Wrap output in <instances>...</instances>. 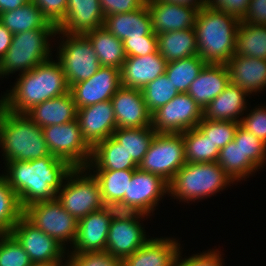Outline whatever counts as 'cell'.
I'll return each instance as SVG.
<instances>
[{"label":"cell","mask_w":266,"mask_h":266,"mask_svg":"<svg viewBox=\"0 0 266 266\" xmlns=\"http://www.w3.org/2000/svg\"><path fill=\"white\" fill-rule=\"evenodd\" d=\"M2 176L16 193L24 209L30 204L56 199L73 167L62 158L48 155L31 161L5 162Z\"/></svg>","instance_id":"obj_1"},{"label":"cell","mask_w":266,"mask_h":266,"mask_svg":"<svg viewBox=\"0 0 266 266\" xmlns=\"http://www.w3.org/2000/svg\"><path fill=\"white\" fill-rule=\"evenodd\" d=\"M19 76L10 92L0 99V105L10 112L26 114L34 106L65 95L70 89L62 66L52 58Z\"/></svg>","instance_id":"obj_2"},{"label":"cell","mask_w":266,"mask_h":266,"mask_svg":"<svg viewBox=\"0 0 266 266\" xmlns=\"http://www.w3.org/2000/svg\"><path fill=\"white\" fill-rule=\"evenodd\" d=\"M241 20L224 11L204 6L195 20L198 55L207 64H226L236 52Z\"/></svg>","instance_id":"obj_3"},{"label":"cell","mask_w":266,"mask_h":266,"mask_svg":"<svg viewBox=\"0 0 266 266\" xmlns=\"http://www.w3.org/2000/svg\"><path fill=\"white\" fill-rule=\"evenodd\" d=\"M0 147L4 161H31L51 155L43 130L26 114L0 105Z\"/></svg>","instance_id":"obj_4"},{"label":"cell","mask_w":266,"mask_h":266,"mask_svg":"<svg viewBox=\"0 0 266 266\" xmlns=\"http://www.w3.org/2000/svg\"><path fill=\"white\" fill-rule=\"evenodd\" d=\"M234 181L217 162L186 163L168 183L169 194L194 201L220 192Z\"/></svg>","instance_id":"obj_5"},{"label":"cell","mask_w":266,"mask_h":266,"mask_svg":"<svg viewBox=\"0 0 266 266\" xmlns=\"http://www.w3.org/2000/svg\"><path fill=\"white\" fill-rule=\"evenodd\" d=\"M57 28H42L13 34L12 43L0 61V77L17 71L28 72L51 59L49 37ZM50 57V58H49Z\"/></svg>","instance_id":"obj_6"},{"label":"cell","mask_w":266,"mask_h":266,"mask_svg":"<svg viewBox=\"0 0 266 266\" xmlns=\"http://www.w3.org/2000/svg\"><path fill=\"white\" fill-rule=\"evenodd\" d=\"M85 171L83 167L73 168L56 195L62 207L77 220L101 209L103 203L97 179Z\"/></svg>","instance_id":"obj_7"},{"label":"cell","mask_w":266,"mask_h":266,"mask_svg":"<svg viewBox=\"0 0 266 266\" xmlns=\"http://www.w3.org/2000/svg\"><path fill=\"white\" fill-rule=\"evenodd\" d=\"M57 34L66 36V40L62 38L59 44L57 58L69 87L89 79L102 67L92 43L84 34H66L56 30Z\"/></svg>","instance_id":"obj_8"},{"label":"cell","mask_w":266,"mask_h":266,"mask_svg":"<svg viewBox=\"0 0 266 266\" xmlns=\"http://www.w3.org/2000/svg\"><path fill=\"white\" fill-rule=\"evenodd\" d=\"M184 164L182 133H156L138 168L159 175L169 183Z\"/></svg>","instance_id":"obj_9"},{"label":"cell","mask_w":266,"mask_h":266,"mask_svg":"<svg viewBox=\"0 0 266 266\" xmlns=\"http://www.w3.org/2000/svg\"><path fill=\"white\" fill-rule=\"evenodd\" d=\"M42 130L51 155L62 158L73 168H85L90 162L92 147L84 139L77 119Z\"/></svg>","instance_id":"obj_10"},{"label":"cell","mask_w":266,"mask_h":266,"mask_svg":"<svg viewBox=\"0 0 266 266\" xmlns=\"http://www.w3.org/2000/svg\"><path fill=\"white\" fill-rule=\"evenodd\" d=\"M23 216L61 245L65 246L66 242L73 245L78 220L62 207L57 198L28 205L23 209Z\"/></svg>","instance_id":"obj_11"},{"label":"cell","mask_w":266,"mask_h":266,"mask_svg":"<svg viewBox=\"0 0 266 266\" xmlns=\"http://www.w3.org/2000/svg\"><path fill=\"white\" fill-rule=\"evenodd\" d=\"M203 119V110L188 93H179L151 115L156 133H183Z\"/></svg>","instance_id":"obj_12"},{"label":"cell","mask_w":266,"mask_h":266,"mask_svg":"<svg viewBox=\"0 0 266 266\" xmlns=\"http://www.w3.org/2000/svg\"><path fill=\"white\" fill-rule=\"evenodd\" d=\"M10 234L28 254L32 264L52 266L65 257L66 247L34 226L24 216L13 226Z\"/></svg>","instance_id":"obj_13"},{"label":"cell","mask_w":266,"mask_h":266,"mask_svg":"<svg viewBox=\"0 0 266 266\" xmlns=\"http://www.w3.org/2000/svg\"><path fill=\"white\" fill-rule=\"evenodd\" d=\"M121 87L120 69L102 66L92 77L70 86L77 109L111 100Z\"/></svg>","instance_id":"obj_14"},{"label":"cell","mask_w":266,"mask_h":266,"mask_svg":"<svg viewBox=\"0 0 266 266\" xmlns=\"http://www.w3.org/2000/svg\"><path fill=\"white\" fill-rule=\"evenodd\" d=\"M166 193H169L167 181L159 175L137 168L128 182L127 193L122 201L133 205L142 214L148 216L151 211L153 213L154 207Z\"/></svg>","instance_id":"obj_15"},{"label":"cell","mask_w":266,"mask_h":266,"mask_svg":"<svg viewBox=\"0 0 266 266\" xmlns=\"http://www.w3.org/2000/svg\"><path fill=\"white\" fill-rule=\"evenodd\" d=\"M77 120L84 139L92 148L117 129L111 100L77 109Z\"/></svg>","instance_id":"obj_16"},{"label":"cell","mask_w":266,"mask_h":266,"mask_svg":"<svg viewBox=\"0 0 266 266\" xmlns=\"http://www.w3.org/2000/svg\"><path fill=\"white\" fill-rule=\"evenodd\" d=\"M117 128L151 126V113L141 89L121 86L111 98Z\"/></svg>","instance_id":"obj_17"},{"label":"cell","mask_w":266,"mask_h":266,"mask_svg":"<svg viewBox=\"0 0 266 266\" xmlns=\"http://www.w3.org/2000/svg\"><path fill=\"white\" fill-rule=\"evenodd\" d=\"M156 35L194 28L198 8L176 3L146 0Z\"/></svg>","instance_id":"obj_18"},{"label":"cell","mask_w":266,"mask_h":266,"mask_svg":"<svg viewBox=\"0 0 266 266\" xmlns=\"http://www.w3.org/2000/svg\"><path fill=\"white\" fill-rule=\"evenodd\" d=\"M110 218L101 208L78 220L73 251L69 254L91 253L106 250Z\"/></svg>","instance_id":"obj_19"},{"label":"cell","mask_w":266,"mask_h":266,"mask_svg":"<svg viewBox=\"0 0 266 266\" xmlns=\"http://www.w3.org/2000/svg\"><path fill=\"white\" fill-rule=\"evenodd\" d=\"M104 18L99 0H68L65 18L57 30L66 34H85L102 27Z\"/></svg>","instance_id":"obj_20"},{"label":"cell","mask_w":266,"mask_h":266,"mask_svg":"<svg viewBox=\"0 0 266 266\" xmlns=\"http://www.w3.org/2000/svg\"><path fill=\"white\" fill-rule=\"evenodd\" d=\"M139 220L111 221L109 225L106 250L123 261L143 246L148 240Z\"/></svg>","instance_id":"obj_21"},{"label":"cell","mask_w":266,"mask_h":266,"mask_svg":"<svg viewBox=\"0 0 266 266\" xmlns=\"http://www.w3.org/2000/svg\"><path fill=\"white\" fill-rule=\"evenodd\" d=\"M167 61L159 52L145 56L126 57L121 69V86L142 89L158 76L165 74Z\"/></svg>","instance_id":"obj_22"},{"label":"cell","mask_w":266,"mask_h":266,"mask_svg":"<svg viewBox=\"0 0 266 266\" xmlns=\"http://www.w3.org/2000/svg\"><path fill=\"white\" fill-rule=\"evenodd\" d=\"M229 80L248 95L266 87V60L234 54L226 63Z\"/></svg>","instance_id":"obj_23"},{"label":"cell","mask_w":266,"mask_h":266,"mask_svg":"<svg viewBox=\"0 0 266 266\" xmlns=\"http://www.w3.org/2000/svg\"><path fill=\"white\" fill-rule=\"evenodd\" d=\"M229 83L226 64H206L191 83L187 93L203 110Z\"/></svg>","instance_id":"obj_24"},{"label":"cell","mask_w":266,"mask_h":266,"mask_svg":"<svg viewBox=\"0 0 266 266\" xmlns=\"http://www.w3.org/2000/svg\"><path fill=\"white\" fill-rule=\"evenodd\" d=\"M180 250L178 240L151 238L122 261V266H174Z\"/></svg>","instance_id":"obj_25"},{"label":"cell","mask_w":266,"mask_h":266,"mask_svg":"<svg viewBox=\"0 0 266 266\" xmlns=\"http://www.w3.org/2000/svg\"><path fill=\"white\" fill-rule=\"evenodd\" d=\"M103 27L121 41L156 34L152 28V19L147 4L131 12L105 16Z\"/></svg>","instance_id":"obj_26"},{"label":"cell","mask_w":266,"mask_h":266,"mask_svg":"<svg viewBox=\"0 0 266 266\" xmlns=\"http://www.w3.org/2000/svg\"><path fill=\"white\" fill-rule=\"evenodd\" d=\"M26 115L39 127L60 125L77 119V107L72 94L48 99L34 106Z\"/></svg>","instance_id":"obj_27"},{"label":"cell","mask_w":266,"mask_h":266,"mask_svg":"<svg viewBox=\"0 0 266 266\" xmlns=\"http://www.w3.org/2000/svg\"><path fill=\"white\" fill-rule=\"evenodd\" d=\"M248 94L238 85L229 83L215 99L203 109V119L241 122L238 119L246 109Z\"/></svg>","instance_id":"obj_28"},{"label":"cell","mask_w":266,"mask_h":266,"mask_svg":"<svg viewBox=\"0 0 266 266\" xmlns=\"http://www.w3.org/2000/svg\"><path fill=\"white\" fill-rule=\"evenodd\" d=\"M90 170H135L138 165L127 151L112 137L98 142L92 148L90 162L85 167Z\"/></svg>","instance_id":"obj_29"},{"label":"cell","mask_w":266,"mask_h":266,"mask_svg":"<svg viewBox=\"0 0 266 266\" xmlns=\"http://www.w3.org/2000/svg\"><path fill=\"white\" fill-rule=\"evenodd\" d=\"M157 39L158 52L167 62L198 55L194 28L161 33Z\"/></svg>","instance_id":"obj_30"},{"label":"cell","mask_w":266,"mask_h":266,"mask_svg":"<svg viewBox=\"0 0 266 266\" xmlns=\"http://www.w3.org/2000/svg\"><path fill=\"white\" fill-rule=\"evenodd\" d=\"M84 35L92 43L101 66L121 69L127 57L123 41L115 37L103 26L88 31Z\"/></svg>","instance_id":"obj_31"},{"label":"cell","mask_w":266,"mask_h":266,"mask_svg":"<svg viewBox=\"0 0 266 266\" xmlns=\"http://www.w3.org/2000/svg\"><path fill=\"white\" fill-rule=\"evenodd\" d=\"M0 22L12 34L42 28H57L48 21L39 7L31 0L15 10L1 13Z\"/></svg>","instance_id":"obj_32"},{"label":"cell","mask_w":266,"mask_h":266,"mask_svg":"<svg viewBox=\"0 0 266 266\" xmlns=\"http://www.w3.org/2000/svg\"><path fill=\"white\" fill-rule=\"evenodd\" d=\"M156 131L151 127L117 128L112 137L127 151L129 157L139 165L150 147Z\"/></svg>","instance_id":"obj_33"},{"label":"cell","mask_w":266,"mask_h":266,"mask_svg":"<svg viewBox=\"0 0 266 266\" xmlns=\"http://www.w3.org/2000/svg\"><path fill=\"white\" fill-rule=\"evenodd\" d=\"M235 54L266 60V25H251L241 21Z\"/></svg>","instance_id":"obj_34"},{"label":"cell","mask_w":266,"mask_h":266,"mask_svg":"<svg viewBox=\"0 0 266 266\" xmlns=\"http://www.w3.org/2000/svg\"><path fill=\"white\" fill-rule=\"evenodd\" d=\"M206 64L199 55H194L167 62L165 74L179 93H187Z\"/></svg>","instance_id":"obj_35"},{"label":"cell","mask_w":266,"mask_h":266,"mask_svg":"<svg viewBox=\"0 0 266 266\" xmlns=\"http://www.w3.org/2000/svg\"><path fill=\"white\" fill-rule=\"evenodd\" d=\"M182 136L186 163L217 162L220 149L198 127L183 132Z\"/></svg>","instance_id":"obj_36"},{"label":"cell","mask_w":266,"mask_h":266,"mask_svg":"<svg viewBox=\"0 0 266 266\" xmlns=\"http://www.w3.org/2000/svg\"><path fill=\"white\" fill-rule=\"evenodd\" d=\"M217 163L234 182L245 179L247 175L249 177L253 174L251 172L259 169L251 160H243V152L235 140L220 149Z\"/></svg>","instance_id":"obj_37"},{"label":"cell","mask_w":266,"mask_h":266,"mask_svg":"<svg viewBox=\"0 0 266 266\" xmlns=\"http://www.w3.org/2000/svg\"><path fill=\"white\" fill-rule=\"evenodd\" d=\"M93 172L100 187L102 201H120L127 193L128 182L134 170H94Z\"/></svg>","instance_id":"obj_38"},{"label":"cell","mask_w":266,"mask_h":266,"mask_svg":"<svg viewBox=\"0 0 266 266\" xmlns=\"http://www.w3.org/2000/svg\"><path fill=\"white\" fill-rule=\"evenodd\" d=\"M23 216V209L14 190L0 175V234L10 233Z\"/></svg>","instance_id":"obj_39"},{"label":"cell","mask_w":266,"mask_h":266,"mask_svg":"<svg viewBox=\"0 0 266 266\" xmlns=\"http://www.w3.org/2000/svg\"><path fill=\"white\" fill-rule=\"evenodd\" d=\"M141 91L151 114L179 94L166 74L158 76L155 80L149 82Z\"/></svg>","instance_id":"obj_40"},{"label":"cell","mask_w":266,"mask_h":266,"mask_svg":"<svg viewBox=\"0 0 266 266\" xmlns=\"http://www.w3.org/2000/svg\"><path fill=\"white\" fill-rule=\"evenodd\" d=\"M240 122L202 119L197 127L209 139L214 147L222 149L234 140Z\"/></svg>","instance_id":"obj_41"},{"label":"cell","mask_w":266,"mask_h":266,"mask_svg":"<svg viewBox=\"0 0 266 266\" xmlns=\"http://www.w3.org/2000/svg\"><path fill=\"white\" fill-rule=\"evenodd\" d=\"M234 140L240 145L243 160H251L257 167H263L266 160V144L248 132L241 125L238 126Z\"/></svg>","instance_id":"obj_42"},{"label":"cell","mask_w":266,"mask_h":266,"mask_svg":"<svg viewBox=\"0 0 266 266\" xmlns=\"http://www.w3.org/2000/svg\"><path fill=\"white\" fill-rule=\"evenodd\" d=\"M28 254L10 234H0V266H32Z\"/></svg>","instance_id":"obj_43"},{"label":"cell","mask_w":266,"mask_h":266,"mask_svg":"<svg viewBox=\"0 0 266 266\" xmlns=\"http://www.w3.org/2000/svg\"><path fill=\"white\" fill-rule=\"evenodd\" d=\"M102 209L110 218V221H130L145 217L133 205L125 201L106 200L102 203Z\"/></svg>","instance_id":"obj_44"},{"label":"cell","mask_w":266,"mask_h":266,"mask_svg":"<svg viewBox=\"0 0 266 266\" xmlns=\"http://www.w3.org/2000/svg\"><path fill=\"white\" fill-rule=\"evenodd\" d=\"M67 257L76 266H122V261L107 251L70 254Z\"/></svg>","instance_id":"obj_45"},{"label":"cell","mask_w":266,"mask_h":266,"mask_svg":"<svg viewBox=\"0 0 266 266\" xmlns=\"http://www.w3.org/2000/svg\"><path fill=\"white\" fill-rule=\"evenodd\" d=\"M124 51L127 57L145 56L158 52V39L156 34H148L142 38L123 40Z\"/></svg>","instance_id":"obj_46"},{"label":"cell","mask_w":266,"mask_h":266,"mask_svg":"<svg viewBox=\"0 0 266 266\" xmlns=\"http://www.w3.org/2000/svg\"><path fill=\"white\" fill-rule=\"evenodd\" d=\"M256 107L246 117H241L240 125L266 144V106Z\"/></svg>","instance_id":"obj_47"},{"label":"cell","mask_w":266,"mask_h":266,"mask_svg":"<svg viewBox=\"0 0 266 266\" xmlns=\"http://www.w3.org/2000/svg\"><path fill=\"white\" fill-rule=\"evenodd\" d=\"M218 250H210L207 253L203 252L202 254L192 255L189 258L181 259L180 250L177 253V256L174 261V266H223L222 265V256ZM182 260V261H180Z\"/></svg>","instance_id":"obj_48"},{"label":"cell","mask_w":266,"mask_h":266,"mask_svg":"<svg viewBox=\"0 0 266 266\" xmlns=\"http://www.w3.org/2000/svg\"><path fill=\"white\" fill-rule=\"evenodd\" d=\"M56 27L64 20L68 0H31Z\"/></svg>","instance_id":"obj_49"},{"label":"cell","mask_w":266,"mask_h":266,"mask_svg":"<svg viewBox=\"0 0 266 266\" xmlns=\"http://www.w3.org/2000/svg\"><path fill=\"white\" fill-rule=\"evenodd\" d=\"M104 16L122 14L142 8L146 0H99Z\"/></svg>","instance_id":"obj_50"},{"label":"cell","mask_w":266,"mask_h":266,"mask_svg":"<svg viewBox=\"0 0 266 266\" xmlns=\"http://www.w3.org/2000/svg\"><path fill=\"white\" fill-rule=\"evenodd\" d=\"M250 0H207V6L215 8L241 20L247 9Z\"/></svg>","instance_id":"obj_51"},{"label":"cell","mask_w":266,"mask_h":266,"mask_svg":"<svg viewBox=\"0 0 266 266\" xmlns=\"http://www.w3.org/2000/svg\"><path fill=\"white\" fill-rule=\"evenodd\" d=\"M241 21L251 25H266V0H250Z\"/></svg>","instance_id":"obj_52"},{"label":"cell","mask_w":266,"mask_h":266,"mask_svg":"<svg viewBox=\"0 0 266 266\" xmlns=\"http://www.w3.org/2000/svg\"><path fill=\"white\" fill-rule=\"evenodd\" d=\"M13 34L0 22V61L11 46Z\"/></svg>","instance_id":"obj_53"},{"label":"cell","mask_w":266,"mask_h":266,"mask_svg":"<svg viewBox=\"0 0 266 266\" xmlns=\"http://www.w3.org/2000/svg\"><path fill=\"white\" fill-rule=\"evenodd\" d=\"M29 1L30 0H0V14L5 11L15 10Z\"/></svg>","instance_id":"obj_54"},{"label":"cell","mask_w":266,"mask_h":266,"mask_svg":"<svg viewBox=\"0 0 266 266\" xmlns=\"http://www.w3.org/2000/svg\"><path fill=\"white\" fill-rule=\"evenodd\" d=\"M159 1L192 6L198 9L207 5V0H159Z\"/></svg>","instance_id":"obj_55"},{"label":"cell","mask_w":266,"mask_h":266,"mask_svg":"<svg viewBox=\"0 0 266 266\" xmlns=\"http://www.w3.org/2000/svg\"><path fill=\"white\" fill-rule=\"evenodd\" d=\"M63 260H59L57 263L53 264L52 266H76V264L69 258L66 260L64 263L62 262ZM63 264V265H62Z\"/></svg>","instance_id":"obj_56"},{"label":"cell","mask_w":266,"mask_h":266,"mask_svg":"<svg viewBox=\"0 0 266 266\" xmlns=\"http://www.w3.org/2000/svg\"><path fill=\"white\" fill-rule=\"evenodd\" d=\"M32 266H51V265H38V264H33Z\"/></svg>","instance_id":"obj_57"}]
</instances>
